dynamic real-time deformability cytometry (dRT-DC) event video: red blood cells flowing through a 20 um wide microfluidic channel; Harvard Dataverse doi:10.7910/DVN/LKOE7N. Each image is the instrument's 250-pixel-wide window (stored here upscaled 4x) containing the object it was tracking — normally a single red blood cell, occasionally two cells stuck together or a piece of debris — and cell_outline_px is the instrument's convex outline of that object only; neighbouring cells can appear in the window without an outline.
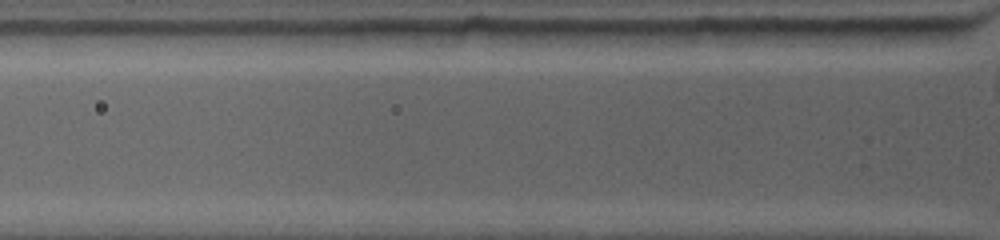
{"species": "common noctule bat (a hibernating species)", "species_latin": "Nyctalus noctula", "temperature_condition": "warm", "stored_images_in_passage": 2, "camera_frame_rate_fps": 4500, "um_per_image_px": 0.085, "animal": {"sex": "female", "body_mass_g": 19.0, "forearm_length_mm": 53.3}, "frame": {"image": 1, "passage_image": 2, "time_ms": 0.444, "image_size_px": [1000, 240], "cell_outline_px": [[972, 28], [968, 32], [924, 44], [868, 44], [860, 28]], "centroid_in_image_um": [77.29, 2.98], "position_along_channel_um": 48.5, "area_um2": 10.17}}